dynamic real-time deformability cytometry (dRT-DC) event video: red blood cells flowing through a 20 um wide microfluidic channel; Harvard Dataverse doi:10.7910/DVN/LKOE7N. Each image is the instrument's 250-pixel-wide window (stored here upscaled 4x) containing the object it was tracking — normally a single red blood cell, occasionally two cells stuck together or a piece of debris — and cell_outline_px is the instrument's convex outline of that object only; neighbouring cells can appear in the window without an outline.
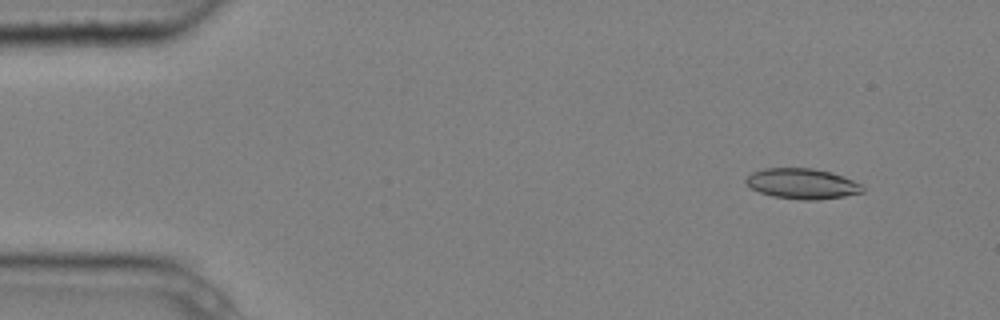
{"species": "common noctule bat (a hibernating species)", "species_latin": "Nyctalus noctula", "temperature_condition": "cold", "stored_images_in_passage": 5, "camera_frame_rate_fps": 3000, "um_per_image_px": 0.085, "animal": {"sex": "male", "body_mass_g": 20.4}, "frame": {"image": 1, "passage_image": 1, "time_ms": 0.0, "image_size_px": [1000, 320], "cell_outline_px": [[864, 192], [844, 196], [816, 200], [804, 200], [772, 196], [760, 192], [752, 188], [744, 180], [752, 172], [764, 168], [812, 168], [832, 172], [852, 180], [860, 184], [864, 188]], "centroid_in_image_um": [68.19, 15.61], "position_along_channel_um": 16.8, "area_um2": 20.58}}
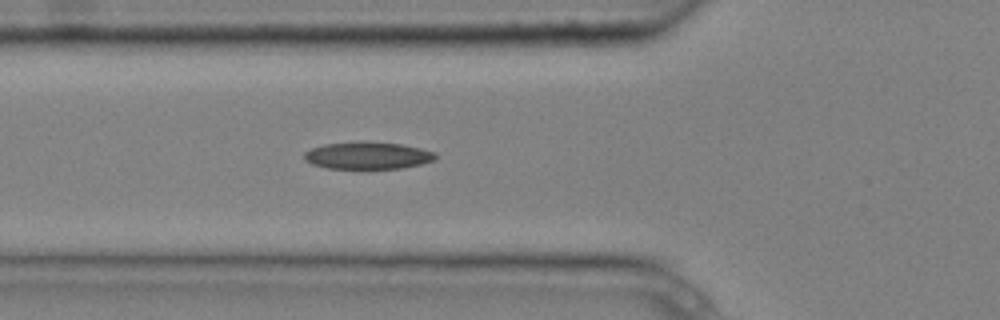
{"frame": {"image": 2, "passage_image": 5, "time_ms": 1.333, "image_size_px": [1000, 320], "cell_outline_px": [[436, 160], [420, 164], [400, 168], [328, 168], [312, 164], [304, 160], [304, 152], [312, 148], [324, 144], [360, 140], [364, 140], [400, 144], [420, 148], [436, 152]], "centroid_in_image_um": [31.24, 13.19], "position_along_channel_um": 94.6, "area_um2": 20.98}}